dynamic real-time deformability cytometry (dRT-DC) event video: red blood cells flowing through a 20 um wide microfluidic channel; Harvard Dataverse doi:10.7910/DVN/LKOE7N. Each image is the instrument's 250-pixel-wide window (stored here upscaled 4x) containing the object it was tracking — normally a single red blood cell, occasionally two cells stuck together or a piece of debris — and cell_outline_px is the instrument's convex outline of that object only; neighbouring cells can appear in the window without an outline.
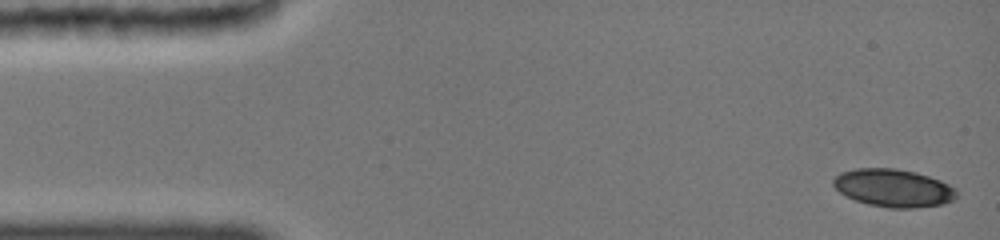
{"species": "common noctule bat (a hibernating species)", "species_latin": "Nyctalus noctula", "temperature_condition": "cold", "stored_images_in_passage": 7, "camera_frame_rate_fps": 3000, "um_per_image_px": 0.085, "animal": {"sex": "female", "body_mass_g": 19.0, "forearm_length_mm": 51.5}, "frame": {"image": 1, "passage_image": 1, "time_ms": 0.0, "image_size_px": [1000, 240], "cell_outline_px": [[956, 200], [944, 204], [916, 208], [888, 208], [868, 204], [856, 200], [840, 192], [832, 184], [832, 180], [840, 172], [856, 168], [896, 168], [916, 172], [940, 180], [956, 188]], "centroid_in_image_um": [75.96, 15.98], "position_along_channel_um": 9.0, "area_um2": 27.34}}
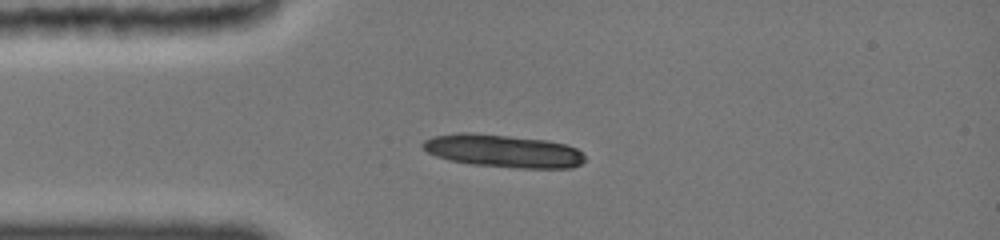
{"frame": {"image": 2, "passage_image": 5, "time_ms": 3.333, "image_size_px": [1000, 240], "cell_outline_px": [[584, 160], [580, 164], [572, 168], [516, 168], [472, 164], [448, 160], [436, 156], [428, 152], [420, 144], [424, 140], [432, 136], [456, 132], [472, 132], [548, 140], [564, 144], [576, 148], [584, 156]], "centroid_in_image_um": [42.73, 12.82], "position_along_channel_um": 42.3, "area_um2": 31.15}}